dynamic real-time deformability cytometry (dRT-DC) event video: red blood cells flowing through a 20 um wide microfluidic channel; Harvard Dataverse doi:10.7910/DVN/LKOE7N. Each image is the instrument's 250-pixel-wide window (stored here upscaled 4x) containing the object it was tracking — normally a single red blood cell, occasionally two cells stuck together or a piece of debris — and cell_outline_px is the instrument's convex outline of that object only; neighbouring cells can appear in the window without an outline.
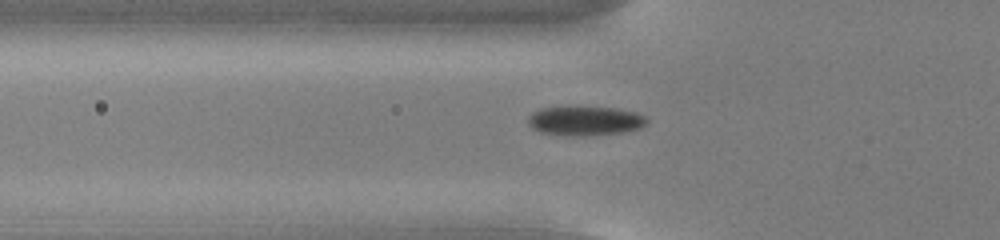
{"species": "common noctule bat (a hibernating species)", "species_latin": "Nyctalus noctula", "temperature_condition": "cold", "stored_images_in_passage": 56, "camera_frame_rate_fps": 3000, "um_per_image_px": 0.085, "animal": {"sex": "male", "body_mass_g": 13.0, "forearm_length_mm": 53.1}, "frame": {"image": 1, "passage_image": 20, "time_ms": 6.333, "image_size_px": [1000, 240], "cell_outline_px": [[648, 120], [640, 128], [624, 132], [588, 136], [564, 136], [540, 132], [532, 128], [528, 124], [528, 116], [532, 112], [540, 108], [612, 108], [636, 112], [644, 116]], "centroid_in_image_um": [49.7, 10.3], "position_along_channel_um": 76.1, "area_um2": 20.11}}
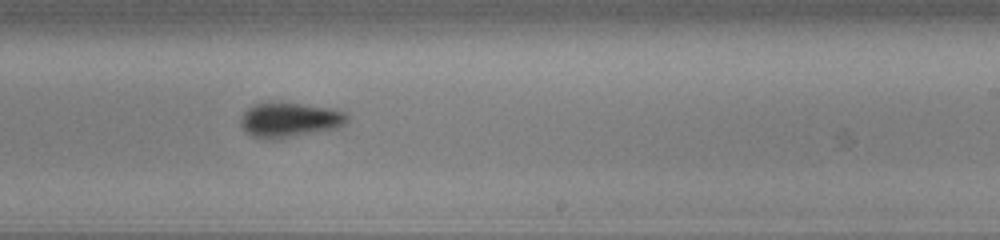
{"frame": {"image": 2, "passage_image": 35, "time_ms": 11.333, "image_size_px": [1000, 240], "cell_outline_px": [[348, 120], [344, 124], [336, 128], [272, 140], [252, 136], [240, 124], [240, 116], [252, 104], [300, 104], [332, 108], [348, 112]], "centroid_in_image_um": [24.64, 10.2], "position_along_channel_um": 264.4, "area_um2": 21.15}}
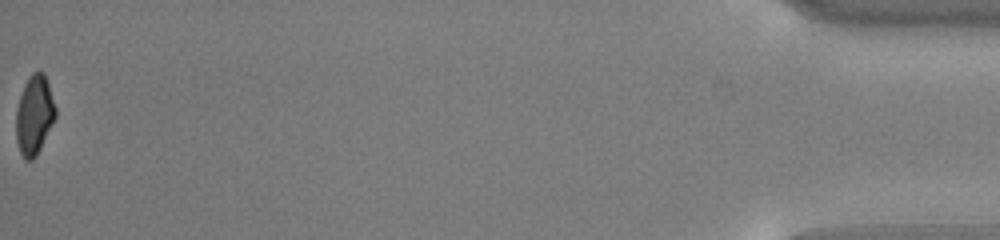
{"frame": {"image": 3, "passage_image": 56, "time_ms": 18.333, "image_size_px": [1000, 240], "cell_outline_px": [[56, 116], [36, 156], [32, 160], [24, 160], [20, 152], [16, 140], [16, 108], [24, 84], [28, 76], [32, 72], [44, 72], [56, 108]], "centroid_in_image_um": [2.9, 9.77], "position_along_channel_um": 432.3, "area_um2": 18.15}, "authors_computed_cell_mechanics": {"area_um2": 19.941, "velocity_mm_per_s": 3.7724, "shape_relaxation_time_tau1_ms": 2.4877, "shape_relaxation_time_tau2_ms": null, "deformation_change_tau1": 0.0944, "deformation_change_tau2": null}}